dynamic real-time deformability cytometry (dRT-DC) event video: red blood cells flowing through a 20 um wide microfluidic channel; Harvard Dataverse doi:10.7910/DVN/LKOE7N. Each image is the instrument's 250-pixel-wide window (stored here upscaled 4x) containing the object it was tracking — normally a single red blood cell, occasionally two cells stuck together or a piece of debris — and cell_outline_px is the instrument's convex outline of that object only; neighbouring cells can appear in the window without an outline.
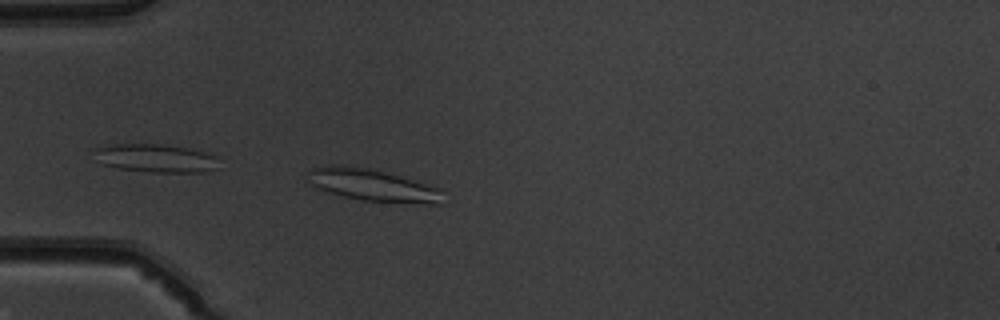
{"species": "common noctule bat (a hibernating species)", "species_latin": "Nyctalus noctula", "temperature_condition": "warm", "stored_images_in_passage": 29, "camera_frame_rate_fps": 3000, "um_per_image_px": 0.085, "animal": {"sex": "male", "body_mass_g": 19.5, "forearm_length_mm": 54.6}, "frame": {"image": 1, "passage_image": 1, "time_ms": 0.0, "image_size_px": [1000, 320], "cell_outline_px": [[444, 204], [424, 204], [364, 200], [344, 196], [320, 188], [312, 184], [304, 176], [304, 172], [312, 168], [368, 168], [416, 180], [440, 188]], "centroid_in_image_um": [31.78, 15.78], "position_along_channel_um": 53.2, "area_um2": 24.39}}
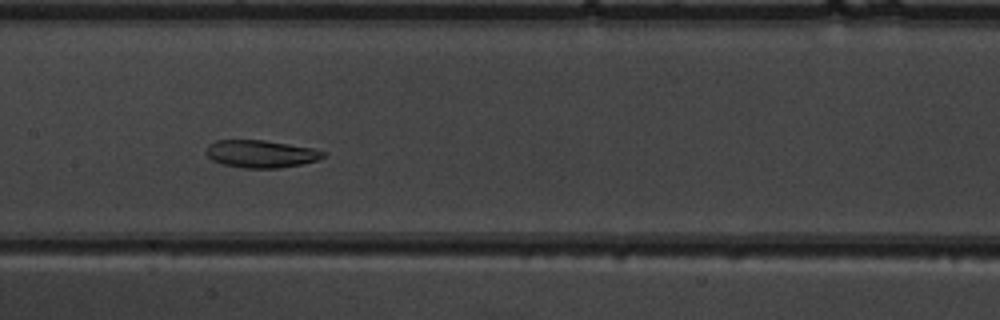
{"frame": {"image": 2, "passage_image": 12, "time_ms": 3.667, "image_size_px": [1000, 320], "cell_outline_px": [[328, 152], [320, 160], [280, 168], [244, 168], [224, 164], [212, 160], [208, 156], [208, 144], [216, 140], [264, 140], [312, 148]], "centroid_in_image_um": [22.22, 13.08], "position_along_channel_um": 185.2, "area_um2": 18.67}}
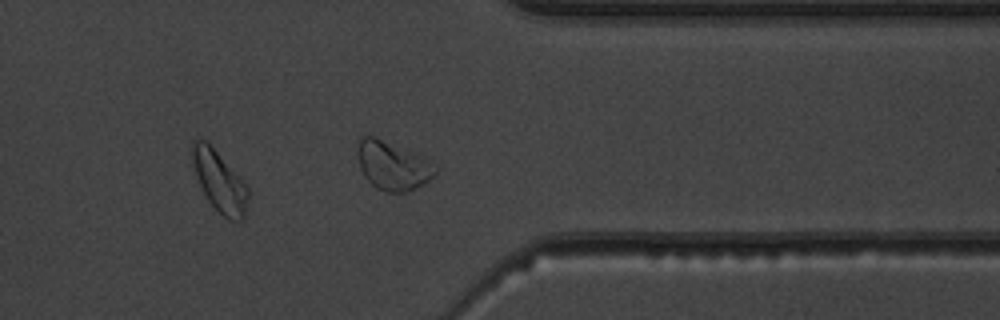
{"frame": {"image": 3, "passage_image": 27, "time_ms": 8.667, "image_size_px": [1000, 320], "cell_outline_px": [[248, 196], [244, 220], [228, 220], [208, 200], [196, 176], [192, 164], [192, 140], [204, 140], [240, 176], [248, 188]], "centroid_in_image_um": [18.66, 15.44], "position_along_channel_um": 392.7, "area_um2": 19.25}, "authors_computed_cell_mechanics": {"area_um2": 19.1318, "velocity_mm_per_s": 3.9259, "shape_relaxation_time_tau1_ms": 2.3442, "shape_relaxation_time_tau2_ms": 6.1544, "deformation_change_tau1": 0.0874, "deformation_change_tau2": 0.1246}}